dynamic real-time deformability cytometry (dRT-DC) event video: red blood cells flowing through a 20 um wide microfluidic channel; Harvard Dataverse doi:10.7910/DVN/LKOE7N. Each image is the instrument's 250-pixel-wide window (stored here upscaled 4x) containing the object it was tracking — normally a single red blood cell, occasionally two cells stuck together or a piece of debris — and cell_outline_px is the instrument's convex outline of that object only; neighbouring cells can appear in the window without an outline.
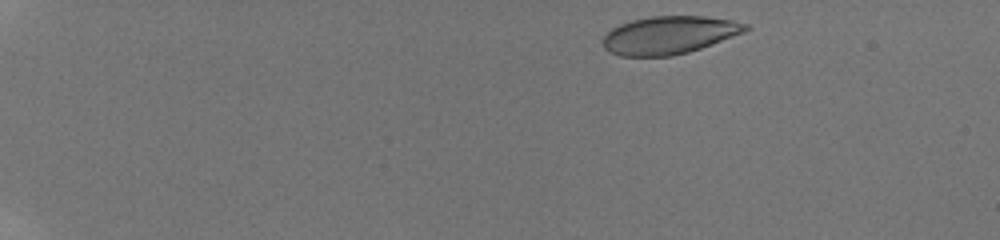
{"species": "human", "species_latin": "Homo sapiens", "temperature_condition": "room temperature", "stored_images_in_passage": 20, "camera_frame_rate_fps": 3000, "um_per_image_px": 0.085, "donor": {"sex": "male"}, "frame": {"image": 1, "passage_image": 3, "time_ms": 0.667, "image_size_px": [1000, 240], "cell_outline_px": [[752, 28], [744, 32], [700, 48], [688, 52], [672, 56], [620, 56], [608, 52], [604, 48], [604, 36], [612, 28], [620, 24], [632, 20], [652, 16], [704, 16], [732, 20], [748, 24]], "centroid_in_image_um": [56.88, 2.98], "position_along_channel_um": 28.1, "area_um2": 31.39}}
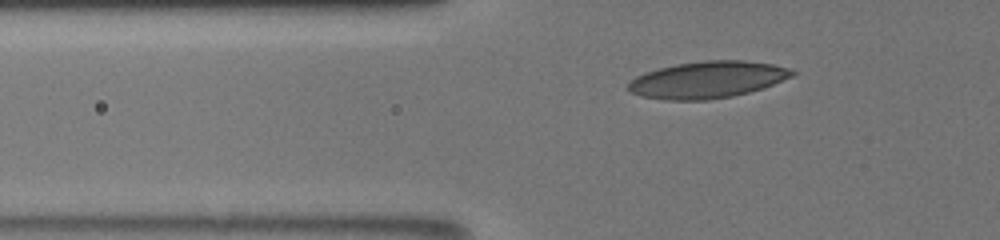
{"frame": {"image": 2, "passage_image": 15, "time_ms": 4.667, "image_size_px": [1000, 240], "cell_outline_px": [[796, 72], [792, 76], [764, 88], [732, 96], [708, 100], [664, 100], [640, 96], [632, 92], [628, 88], [628, 84], [636, 76], [660, 68], [676, 64], [704, 60], [744, 60], [772, 64], [788, 68]], "centroid_in_image_um": [60.14, 6.78], "position_along_channel_um": 65.7, "area_um2": 34.97}}
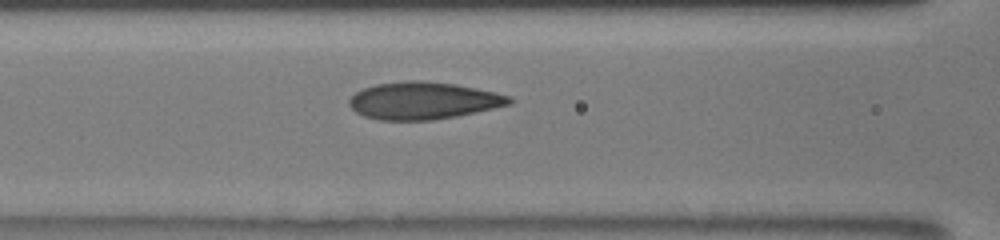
{"frame": {"image": 3, "passage_image": 20, "time_ms": 6.667, "image_size_px": [1000, 240], "cell_outline_px": [[512, 104], [476, 112], [456, 116], [432, 120], [380, 120], [364, 116], [356, 112], [348, 104], [348, 100], [356, 92], [364, 88], [376, 84], [408, 80], [420, 80], [456, 84], [496, 92], [512, 96]], "centroid_in_image_um": [35.99, 8.55], "position_along_channel_um": 130.6, "area_um2": 34.85}}